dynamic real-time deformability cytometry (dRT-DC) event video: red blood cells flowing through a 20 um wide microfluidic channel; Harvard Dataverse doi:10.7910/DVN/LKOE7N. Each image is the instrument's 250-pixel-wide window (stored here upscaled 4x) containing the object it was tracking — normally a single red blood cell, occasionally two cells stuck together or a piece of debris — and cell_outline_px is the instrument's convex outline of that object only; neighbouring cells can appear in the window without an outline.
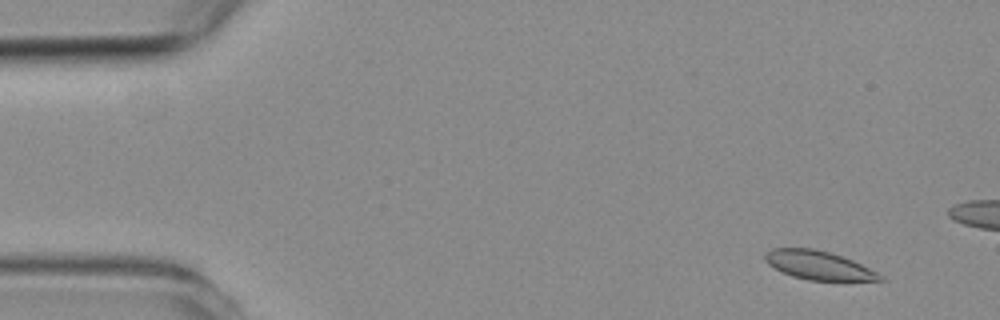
{"species": "common noctule bat (a hibernating species)", "species_latin": "Nyctalus noctula", "temperature_condition": "room temperature", "stored_images_in_passage": 4, "camera_frame_rate_fps": 3000, "um_per_image_px": 0.085, "animal": {"sex": "female", "body_mass_g": 19.3, "forearm_length_mm": 54.1}, "frame": {"image": 1, "passage_image": 1, "time_ms": 0.0, "image_size_px": [1000, 320], "cell_outline_px": [[884, 280], [808, 280], [792, 276], [780, 272], [768, 264], [764, 260], [764, 252], [772, 248], [812, 248], [828, 252], [852, 260], [884, 276]], "centroid_in_image_um": [69.5, 22.54], "position_along_channel_um": 15.5, "area_um2": 19.07}}